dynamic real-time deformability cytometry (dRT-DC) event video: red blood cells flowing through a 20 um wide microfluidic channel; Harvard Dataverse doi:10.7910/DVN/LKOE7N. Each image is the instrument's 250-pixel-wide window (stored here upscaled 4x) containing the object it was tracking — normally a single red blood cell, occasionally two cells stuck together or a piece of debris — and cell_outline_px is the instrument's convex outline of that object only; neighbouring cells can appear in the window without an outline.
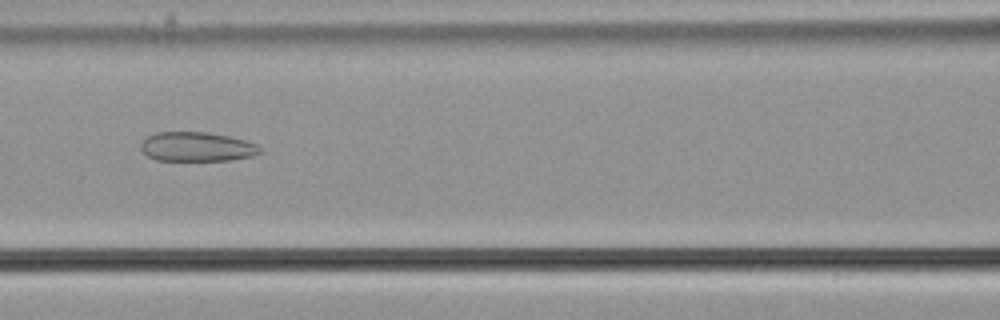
{"species": "common noctule bat (a hibernating species)", "species_latin": "Nyctalus noctula", "temperature_condition": "cold", "stored_images_in_passage": 34, "camera_frame_rate_fps": 3000, "um_per_image_px": 0.085, "animal": {"sex": "male", "body_mass_g": 21.5, "forearm_length_mm": 52.0}, "frame": {"image": 1, "passage_image": 7, "time_ms": 2.0, "image_size_px": [1000, 320], "cell_outline_px": [[260, 152], [252, 156], [228, 160], [156, 160], [148, 156], [140, 148], [140, 144], [148, 136], [156, 132], [208, 132], [228, 136], [244, 140], [256, 144], [260, 148]], "centroid_in_image_um": [16.71, 12.47], "position_along_channel_um": 149.9, "area_um2": 20.17}}
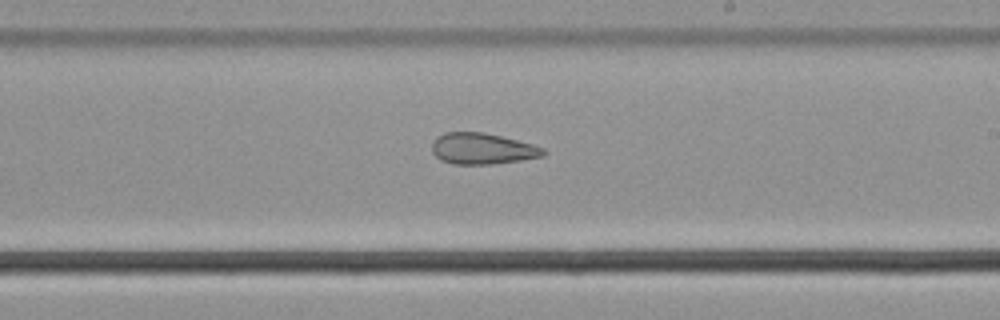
{"frame": {"image": 2, "passage_image": 15, "time_ms": 4.667, "image_size_px": [1000, 320], "cell_outline_px": [[548, 152], [544, 156], [520, 160], [492, 164], [452, 164], [440, 160], [432, 152], [432, 144], [436, 136], [444, 132], [484, 132], [532, 144], [544, 148]], "centroid_in_image_um": [40.98, 12.64], "position_along_channel_um": 248.0, "area_um2": 20.29}}
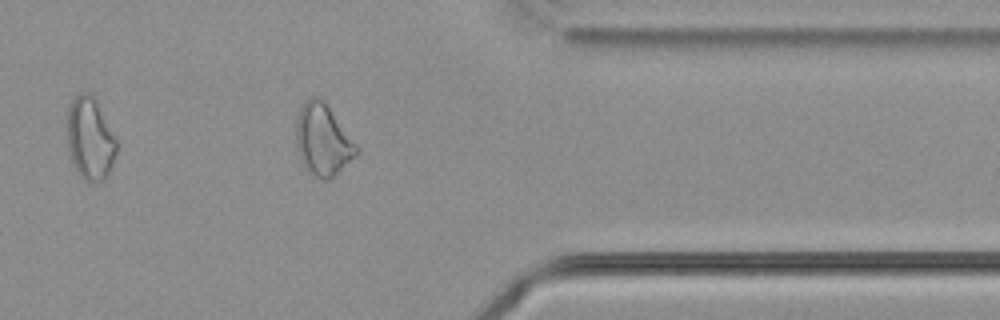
{"frame": {"image": 3, "passage_image": 27, "time_ms": 8.667, "image_size_px": [1000, 320], "cell_outline_px": [[360, 152], [356, 156], [328, 180], [324, 180], [316, 176], [304, 168], [296, 148], [296, 120], [300, 108], [304, 100], [308, 96], [320, 96], [324, 100], [360, 148]], "centroid_in_image_um": [27.43, 11.85], "position_along_channel_um": 384.0, "area_um2": 25.43}}